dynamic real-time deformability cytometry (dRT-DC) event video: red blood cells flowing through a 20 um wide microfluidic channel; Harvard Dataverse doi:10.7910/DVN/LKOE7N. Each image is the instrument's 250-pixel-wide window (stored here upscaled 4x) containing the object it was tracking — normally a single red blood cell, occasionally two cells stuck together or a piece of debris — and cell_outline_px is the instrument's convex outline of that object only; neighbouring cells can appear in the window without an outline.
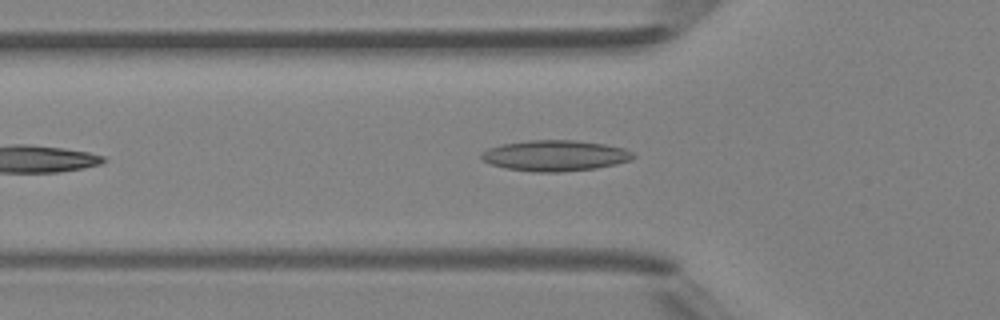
{"species": "Egyptian fruit bat (a non-hibernating species)", "species_latin": "Rousettus aegyptiacus", "temperature_condition": "room temperature", "stored_images_in_passage": 33, "camera_frame_rate_fps": 3000, "um_per_image_px": 0.085, "animal": {"sex": "female"}, "frame": {"image": 1, "passage_image": 4, "time_ms": 1.0, "image_size_px": [1000, 320], "cell_outline_px": [[636, 156], [632, 160], [616, 164], [596, 168], [560, 172], [532, 172], [508, 168], [492, 164], [484, 160], [480, 156], [480, 152], [488, 148], [500, 144], [528, 140], [576, 140], [604, 144], [624, 148], [632, 152]], "centroid_in_image_um": [47.19, 13.22], "position_along_channel_um": 78.6, "area_um2": 27.34}}
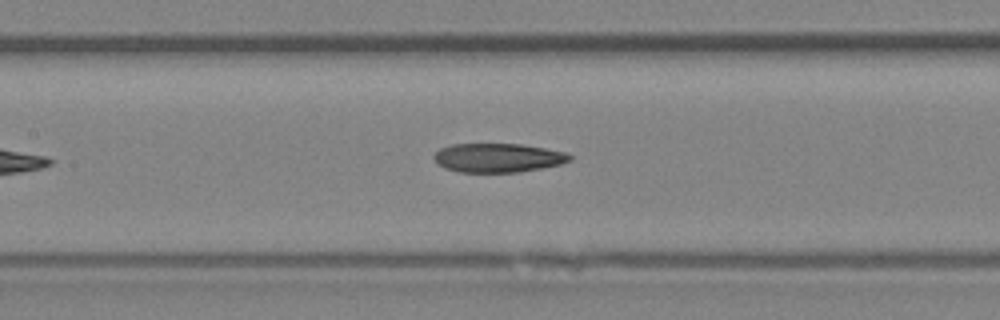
{"frame": {"image": 2, "passage_image": 10, "time_ms": 3.0, "image_size_px": [1000, 320], "cell_outline_px": [[572, 160], [560, 164], [520, 172], [460, 172], [444, 168], [432, 156], [440, 148], [452, 144], [520, 144], [544, 148], [564, 152], [572, 156]], "centroid_in_image_um": [42.32, 13.41], "position_along_channel_um": 165.1, "area_um2": 22.77}}
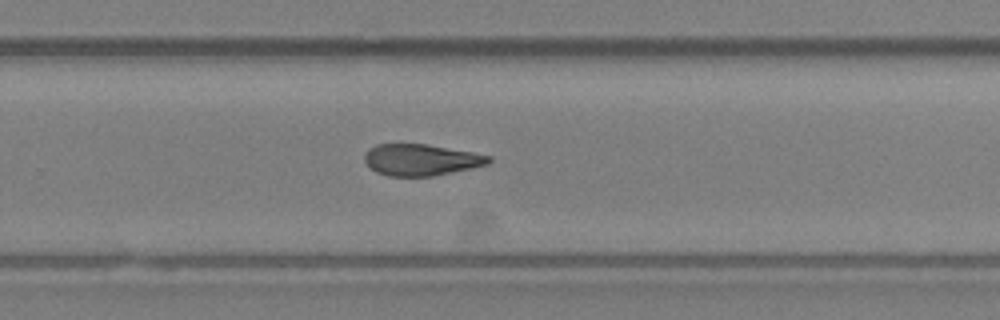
{"frame": {"image": 3, "passage_image": 19, "time_ms": 6.0, "image_size_px": [1000, 320], "cell_outline_px": [[492, 160], [488, 164], [472, 168], [432, 176], [388, 176], [376, 172], [364, 160], [364, 156], [368, 148], [376, 144], [424, 144], [472, 152], [492, 156]], "centroid_in_image_um": [35.79, 13.58], "position_along_channel_um": 294.0, "area_um2": 22.66}, "authors_computed_cell_mechanics": {"area_um2": 23.3512, "velocity_mm_per_s": 4.3155, "shape_relaxation_time_tau1_ms": null, "shape_relaxation_time_tau2_ms": 5.7111, "deformation_change_tau1": null, "deformation_change_tau2": 0.1622}}